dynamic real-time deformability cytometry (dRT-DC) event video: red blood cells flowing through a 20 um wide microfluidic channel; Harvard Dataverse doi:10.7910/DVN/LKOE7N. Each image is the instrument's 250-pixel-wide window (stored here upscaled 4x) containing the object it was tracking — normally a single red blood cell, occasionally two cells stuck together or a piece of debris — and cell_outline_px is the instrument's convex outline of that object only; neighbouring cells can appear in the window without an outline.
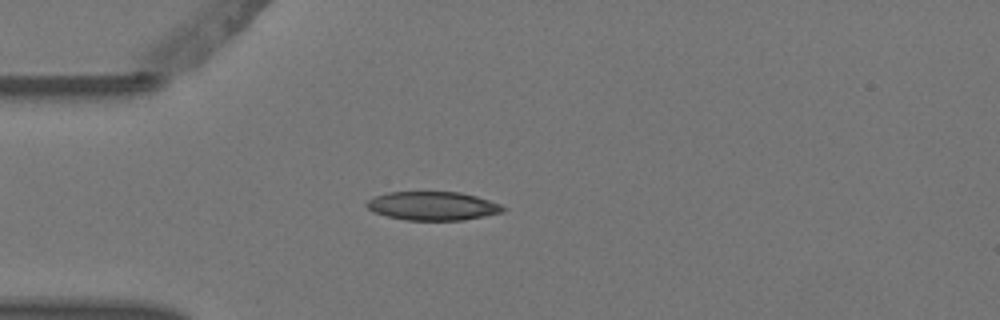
{"species": "Egyptian fruit bat (a non-hibernating species)", "species_latin": "Rousettus aegyptiacus", "temperature_condition": "warm", "stored_images_in_passage": 5, "camera_frame_rate_fps": 3000, "um_per_image_px": 0.085, "animal": {"sex": "female"}, "frame": {"image": 1, "passage_image": 4, "time_ms": 1.0, "image_size_px": [1000, 320], "cell_outline_px": [[508, 208], [504, 212], [464, 220], [404, 220], [372, 212], [364, 204], [372, 196], [388, 192], [460, 192], [476, 196], [500, 204]], "centroid_in_image_um": [36.77, 17.5], "position_along_channel_um": 48.2, "area_um2": 22.95}}